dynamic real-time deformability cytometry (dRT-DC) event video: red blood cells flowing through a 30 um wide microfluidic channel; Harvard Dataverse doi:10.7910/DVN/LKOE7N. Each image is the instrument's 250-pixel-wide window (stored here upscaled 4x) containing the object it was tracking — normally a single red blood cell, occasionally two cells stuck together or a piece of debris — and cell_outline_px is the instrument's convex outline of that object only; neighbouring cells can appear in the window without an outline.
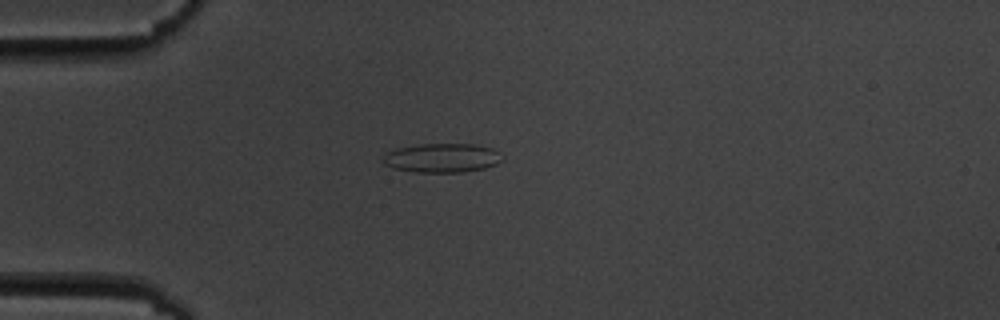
{"species": "common noctule bat (a hibernating species)", "species_latin": "Nyctalus noctula", "temperature_condition": "cold", "stored_images_in_passage": 5, "segment_of_instrument_passage": [2, 2], "camera_frame_rate_fps": 3000, "um_per_image_px": 0.085, "animal": {"sex": "male", "body_mass_g": 19.5, "forearm_length_mm": 54.6}, "frame": {"image": 1, "passage_image": 5, "time_ms": 5.667, "image_size_px": [1000, 320], "cell_outline_px": [[504, 160], [496, 164], [484, 168], [464, 172], [416, 172], [392, 168], [384, 164], [384, 152], [396, 148], [420, 144], [472, 144], [492, 148], [500, 152], [504, 156]], "centroid_in_image_um": [37.59, 13.42], "position_along_channel_um": 47.4, "area_um2": 20.4}}